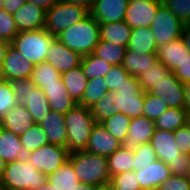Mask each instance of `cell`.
<instances>
[{"label":"cell","instance_id":"20","mask_svg":"<svg viewBox=\"0 0 190 190\" xmlns=\"http://www.w3.org/2000/svg\"><path fill=\"white\" fill-rule=\"evenodd\" d=\"M135 175L141 190H157L158 186L171 175V172L168 165L158 159L146 168L136 171Z\"/></svg>","mask_w":190,"mask_h":190},{"label":"cell","instance_id":"12","mask_svg":"<svg viewBox=\"0 0 190 190\" xmlns=\"http://www.w3.org/2000/svg\"><path fill=\"white\" fill-rule=\"evenodd\" d=\"M149 93L162 99L170 108H184L183 83L173 73L168 77H163V80L153 87Z\"/></svg>","mask_w":190,"mask_h":190},{"label":"cell","instance_id":"56","mask_svg":"<svg viewBox=\"0 0 190 190\" xmlns=\"http://www.w3.org/2000/svg\"><path fill=\"white\" fill-rule=\"evenodd\" d=\"M11 43L0 39V67L2 66L3 60L5 58L7 49Z\"/></svg>","mask_w":190,"mask_h":190},{"label":"cell","instance_id":"54","mask_svg":"<svg viewBox=\"0 0 190 190\" xmlns=\"http://www.w3.org/2000/svg\"><path fill=\"white\" fill-rule=\"evenodd\" d=\"M185 92L184 109L190 113V81L183 84Z\"/></svg>","mask_w":190,"mask_h":190},{"label":"cell","instance_id":"21","mask_svg":"<svg viewBox=\"0 0 190 190\" xmlns=\"http://www.w3.org/2000/svg\"><path fill=\"white\" fill-rule=\"evenodd\" d=\"M41 89L43 90L52 111L66 114L77 105L67 92L64 83L44 84V87Z\"/></svg>","mask_w":190,"mask_h":190},{"label":"cell","instance_id":"49","mask_svg":"<svg viewBox=\"0 0 190 190\" xmlns=\"http://www.w3.org/2000/svg\"><path fill=\"white\" fill-rule=\"evenodd\" d=\"M176 145L181 154H190V130L184 125L174 131Z\"/></svg>","mask_w":190,"mask_h":190},{"label":"cell","instance_id":"45","mask_svg":"<svg viewBox=\"0 0 190 190\" xmlns=\"http://www.w3.org/2000/svg\"><path fill=\"white\" fill-rule=\"evenodd\" d=\"M18 33L13 15L4 9H0V39L11 43Z\"/></svg>","mask_w":190,"mask_h":190},{"label":"cell","instance_id":"5","mask_svg":"<svg viewBox=\"0 0 190 190\" xmlns=\"http://www.w3.org/2000/svg\"><path fill=\"white\" fill-rule=\"evenodd\" d=\"M15 98L31 114L34 123L40 124L51 111L43 90L31 78L10 81Z\"/></svg>","mask_w":190,"mask_h":190},{"label":"cell","instance_id":"37","mask_svg":"<svg viewBox=\"0 0 190 190\" xmlns=\"http://www.w3.org/2000/svg\"><path fill=\"white\" fill-rule=\"evenodd\" d=\"M130 120L129 116L116 112L111 117L103 120L101 124L113 137L122 143L128 136Z\"/></svg>","mask_w":190,"mask_h":190},{"label":"cell","instance_id":"63","mask_svg":"<svg viewBox=\"0 0 190 190\" xmlns=\"http://www.w3.org/2000/svg\"><path fill=\"white\" fill-rule=\"evenodd\" d=\"M4 0H0V9H3Z\"/></svg>","mask_w":190,"mask_h":190},{"label":"cell","instance_id":"51","mask_svg":"<svg viewBox=\"0 0 190 190\" xmlns=\"http://www.w3.org/2000/svg\"><path fill=\"white\" fill-rule=\"evenodd\" d=\"M27 0H4L3 9L14 14Z\"/></svg>","mask_w":190,"mask_h":190},{"label":"cell","instance_id":"32","mask_svg":"<svg viewBox=\"0 0 190 190\" xmlns=\"http://www.w3.org/2000/svg\"><path fill=\"white\" fill-rule=\"evenodd\" d=\"M126 49L117 43L100 39L93 54L113 66L122 64Z\"/></svg>","mask_w":190,"mask_h":190},{"label":"cell","instance_id":"8","mask_svg":"<svg viewBox=\"0 0 190 190\" xmlns=\"http://www.w3.org/2000/svg\"><path fill=\"white\" fill-rule=\"evenodd\" d=\"M114 97L117 112L129 116L130 118L143 115L144 92L138 82V78L131 76L129 83L120 89L111 92Z\"/></svg>","mask_w":190,"mask_h":190},{"label":"cell","instance_id":"55","mask_svg":"<svg viewBox=\"0 0 190 190\" xmlns=\"http://www.w3.org/2000/svg\"><path fill=\"white\" fill-rule=\"evenodd\" d=\"M181 38L184 40L186 49L190 52V24L184 25Z\"/></svg>","mask_w":190,"mask_h":190},{"label":"cell","instance_id":"59","mask_svg":"<svg viewBox=\"0 0 190 190\" xmlns=\"http://www.w3.org/2000/svg\"><path fill=\"white\" fill-rule=\"evenodd\" d=\"M36 190H55L54 187L47 181L45 184H43L42 186H40L38 189Z\"/></svg>","mask_w":190,"mask_h":190},{"label":"cell","instance_id":"28","mask_svg":"<svg viewBox=\"0 0 190 190\" xmlns=\"http://www.w3.org/2000/svg\"><path fill=\"white\" fill-rule=\"evenodd\" d=\"M67 92L78 104L84 95L88 78L84 75L81 65L61 74Z\"/></svg>","mask_w":190,"mask_h":190},{"label":"cell","instance_id":"25","mask_svg":"<svg viewBox=\"0 0 190 190\" xmlns=\"http://www.w3.org/2000/svg\"><path fill=\"white\" fill-rule=\"evenodd\" d=\"M0 157L5 163L26 158L20 137L0 126Z\"/></svg>","mask_w":190,"mask_h":190},{"label":"cell","instance_id":"52","mask_svg":"<svg viewBox=\"0 0 190 190\" xmlns=\"http://www.w3.org/2000/svg\"><path fill=\"white\" fill-rule=\"evenodd\" d=\"M27 1L47 11L59 0H27Z\"/></svg>","mask_w":190,"mask_h":190},{"label":"cell","instance_id":"61","mask_svg":"<svg viewBox=\"0 0 190 190\" xmlns=\"http://www.w3.org/2000/svg\"><path fill=\"white\" fill-rule=\"evenodd\" d=\"M185 125L189 128L190 130V113H187L186 115V122Z\"/></svg>","mask_w":190,"mask_h":190},{"label":"cell","instance_id":"9","mask_svg":"<svg viewBox=\"0 0 190 190\" xmlns=\"http://www.w3.org/2000/svg\"><path fill=\"white\" fill-rule=\"evenodd\" d=\"M64 146L54 144L44 145L26 154V159L43 174L47 176L56 172L69 157Z\"/></svg>","mask_w":190,"mask_h":190},{"label":"cell","instance_id":"7","mask_svg":"<svg viewBox=\"0 0 190 190\" xmlns=\"http://www.w3.org/2000/svg\"><path fill=\"white\" fill-rule=\"evenodd\" d=\"M90 11L83 6L59 0L46 11L45 26L51 35H58L64 29L85 19Z\"/></svg>","mask_w":190,"mask_h":190},{"label":"cell","instance_id":"27","mask_svg":"<svg viewBox=\"0 0 190 190\" xmlns=\"http://www.w3.org/2000/svg\"><path fill=\"white\" fill-rule=\"evenodd\" d=\"M158 62L156 53L137 55V51L127 50L123 58L122 66L133 77L140 76L143 72L153 67Z\"/></svg>","mask_w":190,"mask_h":190},{"label":"cell","instance_id":"47","mask_svg":"<svg viewBox=\"0 0 190 190\" xmlns=\"http://www.w3.org/2000/svg\"><path fill=\"white\" fill-rule=\"evenodd\" d=\"M171 175L190 177V154H181L178 159L167 164Z\"/></svg>","mask_w":190,"mask_h":190},{"label":"cell","instance_id":"39","mask_svg":"<svg viewBox=\"0 0 190 190\" xmlns=\"http://www.w3.org/2000/svg\"><path fill=\"white\" fill-rule=\"evenodd\" d=\"M19 137L25 154L49 144L47 135L39 124L33 125Z\"/></svg>","mask_w":190,"mask_h":190},{"label":"cell","instance_id":"43","mask_svg":"<svg viewBox=\"0 0 190 190\" xmlns=\"http://www.w3.org/2000/svg\"><path fill=\"white\" fill-rule=\"evenodd\" d=\"M134 159L133 171L135 172L146 168L148 165L158 160L155 149L150 143L139 145L134 151Z\"/></svg>","mask_w":190,"mask_h":190},{"label":"cell","instance_id":"24","mask_svg":"<svg viewBox=\"0 0 190 190\" xmlns=\"http://www.w3.org/2000/svg\"><path fill=\"white\" fill-rule=\"evenodd\" d=\"M39 125L46 133L50 144L66 146L67 128L64 114L51 110Z\"/></svg>","mask_w":190,"mask_h":190},{"label":"cell","instance_id":"40","mask_svg":"<svg viewBox=\"0 0 190 190\" xmlns=\"http://www.w3.org/2000/svg\"><path fill=\"white\" fill-rule=\"evenodd\" d=\"M90 109L97 123L111 117L117 112L112 93L109 92L105 97L100 98Z\"/></svg>","mask_w":190,"mask_h":190},{"label":"cell","instance_id":"10","mask_svg":"<svg viewBox=\"0 0 190 190\" xmlns=\"http://www.w3.org/2000/svg\"><path fill=\"white\" fill-rule=\"evenodd\" d=\"M183 28L184 25L164 4L160 5L150 26L157 46L181 38Z\"/></svg>","mask_w":190,"mask_h":190},{"label":"cell","instance_id":"58","mask_svg":"<svg viewBox=\"0 0 190 190\" xmlns=\"http://www.w3.org/2000/svg\"><path fill=\"white\" fill-rule=\"evenodd\" d=\"M94 190H114L111 183L95 186Z\"/></svg>","mask_w":190,"mask_h":190},{"label":"cell","instance_id":"33","mask_svg":"<svg viewBox=\"0 0 190 190\" xmlns=\"http://www.w3.org/2000/svg\"><path fill=\"white\" fill-rule=\"evenodd\" d=\"M187 111L184 108H168L154 122L155 127L160 130L174 132L183 127L186 122Z\"/></svg>","mask_w":190,"mask_h":190},{"label":"cell","instance_id":"15","mask_svg":"<svg viewBox=\"0 0 190 190\" xmlns=\"http://www.w3.org/2000/svg\"><path fill=\"white\" fill-rule=\"evenodd\" d=\"M82 56L69 49L55 38L46 54V62L50 63L61 74L81 64Z\"/></svg>","mask_w":190,"mask_h":190},{"label":"cell","instance_id":"4","mask_svg":"<svg viewBox=\"0 0 190 190\" xmlns=\"http://www.w3.org/2000/svg\"><path fill=\"white\" fill-rule=\"evenodd\" d=\"M48 181L26 158L6 163L1 185L7 190H36Z\"/></svg>","mask_w":190,"mask_h":190},{"label":"cell","instance_id":"41","mask_svg":"<svg viewBox=\"0 0 190 190\" xmlns=\"http://www.w3.org/2000/svg\"><path fill=\"white\" fill-rule=\"evenodd\" d=\"M130 78L131 75L124 69L122 64L113 65L104 77L105 84L110 93L120 89L122 85L129 83Z\"/></svg>","mask_w":190,"mask_h":190},{"label":"cell","instance_id":"26","mask_svg":"<svg viewBox=\"0 0 190 190\" xmlns=\"http://www.w3.org/2000/svg\"><path fill=\"white\" fill-rule=\"evenodd\" d=\"M127 50L137 51V55L156 53L157 45L150 28H134L131 31Z\"/></svg>","mask_w":190,"mask_h":190},{"label":"cell","instance_id":"18","mask_svg":"<svg viewBox=\"0 0 190 190\" xmlns=\"http://www.w3.org/2000/svg\"><path fill=\"white\" fill-rule=\"evenodd\" d=\"M45 17V10L28 1L13 14L19 32L43 29Z\"/></svg>","mask_w":190,"mask_h":190},{"label":"cell","instance_id":"38","mask_svg":"<svg viewBox=\"0 0 190 190\" xmlns=\"http://www.w3.org/2000/svg\"><path fill=\"white\" fill-rule=\"evenodd\" d=\"M80 65L84 75L88 78V80L98 77H105L112 67V65H110L108 62H105L103 59L97 57L93 53L82 56Z\"/></svg>","mask_w":190,"mask_h":190},{"label":"cell","instance_id":"64","mask_svg":"<svg viewBox=\"0 0 190 190\" xmlns=\"http://www.w3.org/2000/svg\"><path fill=\"white\" fill-rule=\"evenodd\" d=\"M0 190H7V189L4 186H2L0 183Z\"/></svg>","mask_w":190,"mask_h":190},{"label":"cell","instance_id":"6","mask_svg":"<svg viewBox=\"0 0 190 190\" xmlns=\"http://www.w3.org/2000/svg\"><path fill=\"white\" fill-rule=\"evenodd\" d=\"M56 36L51 35L47 30H32L19 32L11 42L20 54L32 64H40L46 61V54Z\"/></svg>","mask_w":190,"mask_h":190},{"label":"cell","instance_id":"60","mask_svg":"<svg viewBox=\"0 0 190 190\" xmlns=\"http://www.w3.org/2000/svg\"><path fill=\"white\" fill-rule=\"evenodd\" d=\"M5 166H6V163L0 157V182L3 176V171H4Z\"/></svg>","mask_w":190,"mask_h":190},{"label":"cell","instance_id":"57","mask_svg":"<svg viewBox=\"0 0 190 190\" xmlns=\"http://www.w3.org/2000/svg\"><path fill=\"white\" fill-rule=\"evenodd\" d=\"M95 186L91 184H84V183H79L75 189L73 190H94Z\"/></svg>","mask_w":190,"mask_h":190},{"label":"cell","instance_id":"11","mask_svg":"<svg viewBox=\"0 0 190 190\" xmlns=\"http://www.w3.org/2000/svg\"><path fill=\"white\" fill-rule=\"evenodd\" d=\"M35 65L26 59L11 44L9 45L1 70L5 81L31 78Z\"/></svg>","mask_w":190,"mask_h":190},{"label":"cell","instance_id":"53","mask_svg":"<svg viewBox=\"0 0 190 190\" xmlns=\"http://www.w3.org/2000/svg\"><path fill=\"white\" fill-rule=\"evenodd\" d=\"M64 2L79 5L85 7L87 10H91L96 0H63Z\"/></svg>","mask_w":190,"mask_h":190},{"label":"cell","instance_id":"2","mask_svg":"<svg viewBox=\"0 0 190 190\" xmlns=\"http://www.w3.org/2000/svg\"><path fill=\"white\" fill-rule=\"evenodd\" d=\"M68 160L81 183L98 186L111 181L106 157L82 150L71 152Z\"/></svg>","mask_w":190,"mask_h":190},{"label":"cell","instance_id":"44","mask_svg":"<svg viewBox=\"0 0 190 190\" xmlns=\"http://www.w3.org/2000/svg\"><path fill=\"white\" fill-rule=\"evenodd\" d=\"M114 190H141L135 171H126L111 177Z\"/></svg>","mask_w":190,"mask_h":190},{"label":"cell","instance_id":"13","mask_svg":"<svg viewBox=\"0 0 190 190\" xmlns=\"http://www.w3.org/2000/svg\"><path fill=\"white\" fill-rule=\"evenodd\" d=\"M162 2L129 1L124 21L132 28H150Z\"/></svg>","mask_w":190,"mask_h":190},{"label":"cell","instance_id":"31","mask_svg":"<svg viewBox=\"0 0 190 190\" xmlns=\"http://www.w3.org/2000/svg\"><path fill=\"white\" fill-rule=\"evenodd\" d=\"M108 168L111 177L126 171H133L134 151L123 148L122 146L113 154L107 157Z\"/></svg>","mask_w":190,"mask_h":190},{"label":"cell","instance_id":"50","mask_svg":"<svg viewBox=\"0 0 190 190\" xmlns=\"http://www.w3.org/2000/svg\"><path fill=\"white\" fill-rule=\"evenodd\" d=\"M172 73L184 84L190 81V55L177 66Z\"/></svg>","mask_w":190,"mask_h":190},{"label":"cell","instance_id":"36","mask_svg":"<svg viewBox=\"0 0 190 190\" xmlns=\"http://www.w3.org/2000/svg\"><path fill=\"white\" fill-rule=\"evenodd\" d=\"M109 93L104 77L88 80L82 100L78 103L81 106L91 108L102 97Z\"/></svg>","mask_w":190,"mask_h":190},{"label":"cell","instance_id":"30","mask_svg":"<svg viewBox=\"0 0 190 190\" xmlns=\"http://www.w3.org/2000/svg\"><path fill=\"white\" fill-rule=\"evenodd\" d=\"M48 182L55 190H73L80 183L69 160L56 172L48 175Z\"/></svg>","mask_w":190,"mask_h":190},{"label":"cell","instance_id":"3","mask_svg":"<svg viewBox=\"0 0 190 190\" xmlns=\"http://www.w3.org/2000/svg\"><path fill=\"white\" fill-rule=\"evenodd\" d=\"M67 139L66 149L69 153L85 150L93 126L96 123L91 109L77 104L64 114Z\"/></svg>","mask_w":190,"mask_h":190},{"label":"cell","instance_id":"17","mask_svg":"<svg viewBox=\"0 0 190 190\" xmlns=\"http://www.w3.org/2000/svg\"><path fill=\"white\" fill-rule=\"evenodd\" d=\"M128 4L129 0H96L90 10V15L99 24L124 21Z\"/></svg>","mask_w":190,"mask_h":190},{"label":"cell","instance_id":"16","mask_svg":"<svg viewBox=\"0 0 190 190\" xmlns=\"http://www.w3.org/2000/svg\"><path fill=\"white\" fill-rule=\"evenodd\" d=\"M122 146L115 137H113L101 123H95L85 151L108 157Z\"/></svg>","mask_w":190,"mask_h":190},{"label":"cell","instance_id":"42","mask_svg":"<svg viewBox=\"0 0 190 190\" xmlns=\"http://www.w3.org/2000/svg\"><path fill=\"white\" fill-rule=\"evenodd\" d=\"M168 108V105L159 97L151 93L144 94L143 116L155 121Z\"/></svg>","mask_w":190,"mask_h":190},{"label":"cell","instance_id":"19","mask_svg":"<svg viewBox=\"0 0 190 190\" xmlns=\"http://www.w3.org/2000/svg\"><path fill=\"white\" fill-rule=\"evenodd\" d=\"M149 143L155 149L157 158L166 164L173 162L181 155L172 131L156 128Z\"/></svg>","mask_w":190,"mask_h":190},{"label":"cell","instance_id":"22","mask_svg":"<svg viewBox=\"0 0 190 190\" xmlns=\"http://www.w3.org/2000/svg\"><path fill=\"white\" fill-rule=\"evenodd\" d=\"M35 125L34 120L24 105L17 103L0 120V126L20 136Z\"/></svg>","mask_w":190,"mask_h":190},{"label":"cell","instance_id":"35","mask_svg":"<svg viewBox=\"0 0 190 190\" xmlns=\"http://www.w3.org/2000/svg\"><path fill=\"white\" fill-rule=\"evenodd\" d=\"M31 80L39 88H43L44 84L63 83L61 73L46 61L35 65Z\"/></svg>","mask_w":190,"mask_h":190},{"label":"cell","instance_id":"14","mask_svg":"<svg viewBox=\"0 0 190 190\" xmlns=\"http://www.w3.org/2000/svg\"><path fill=\"white\" fill-rule=\"evenodd\" d=\"M155 130L154 120L143 115L131 118L128 136L122 142V147L135 151L139 145L150 142Z\"/></svg>","mask_w":190,"mask_h":190},{"label":"cell","instance_id":"46","mask_svg":"<svg viewBox=\"0 0 190 190\" xmlns=\"http://www.w3.org/2000/svg\"><path fill=\"white\" fill-rule=\"evenodd\" d=\"M17 103L18 101L15 98V93L12 90L10 81H2L0 83V120Z\"/></svg>","mask_w":190,"mask_h":190},{"label":"cell","instance_id":"48","mask_svg":"<svg viewBox=\"0 0 190 190\" xmlns=\"http://www.w3.org/2000/svg\"><path fill=\"white\" fill-rule=\"evenodd\" d=\"M157 190H190V177L170 175Z\"/></svg>","mask_w":190,"mask_h":190},{"label":"cell","instance_id":"62","mask_svg":"<svg viewBox=\"0 0 190 190\" xmlns=\"http://www.w3.org/2000/svg\"><path fill=\"white\" fill-rule=\"evenodd\" d=\"M2 81H4V79H3L2 70H1V67H0V83H1Z\"/></svg>","mask_w":190,"mask_h":190},{"label":"cell","instance_id":"1","mask_svg":"<svg viewBox=\"0 0 190 190\" xmlns=\"http://www.w3.org/2000/svg\"><path fill=\"white\" fill-rule=\"evenodd\" d=\"M56 38L81 56L94 52L100 40V25L90 14L82 21L61 31Z\"/></svg>","mask_w":190,"mask_h":190},{"label":"cell","instance_id":"23","mask_svg":"<svg viewBox=\"0 0 190 190\" xmlns=\"http://www.w3.org/2000/svg\"><path fill=\"white\" fill-rule=\"evenodd\" d=\"M190 52L186 49L184 40L177 38L166 44L157 46L156 56L158 61L173 71L179 64L189 56Z\"/></svg>","mask_w":190,"mask_h":190},{"label":"cell","instance_id":"34","mask_svg":"<svg viewBox=\"0 0 190 190\" xmlns=\"http://www.w3.org/2000/svg\"><path fill=\"white\" fill-rule=\"evenodd\" d=\"M171 73L172 71L168 67L158 61L153 67H150L137 78L142 91L149 93L153 87L163 80V77H168Z\"/></svg>","mask_w":190,"mask_h":190},{"label":"cell","instance_id":"29","mask_svg":"<svg viewBox=\"0 0 190 190\" xmlns=\"http://www.w3.org/2000/svg\"><path fill=\"white\" fill-rule=\"evenodd\" d=\"M99 25L101 40L111 41L127 48L132 28L125 21L107 22Z\"/></svg>","mask_w":190,"mask_h":190}]
</instances>
